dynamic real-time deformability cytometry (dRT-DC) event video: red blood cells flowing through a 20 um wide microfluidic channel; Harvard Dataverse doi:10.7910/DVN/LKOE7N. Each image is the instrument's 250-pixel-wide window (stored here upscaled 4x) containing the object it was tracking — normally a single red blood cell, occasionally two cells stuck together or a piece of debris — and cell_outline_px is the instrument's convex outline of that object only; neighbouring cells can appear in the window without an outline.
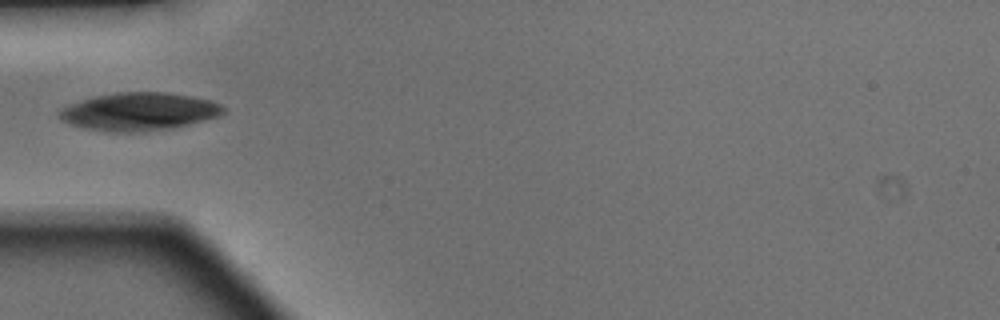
{"species": "Egyptian fruit bat (a non-hibernating species)", "species_latin": "Rousettus aegyptiacus", "temperature_condition": "warm", "stored_images_in_passage": 34, "camera_frame_rate_fps": 3000, "um_per_image_px": 0.085, "animal": {"sex": "male"}, "frame": {"image": 1, "passage_image": 1, "time_ms": 0.0, "image_size_px": [1000, 320], "cell_outline_px": [[228, 108], [220, 116], [172, 128], [140, 132], [104, 132], [80, 128], [68, 124], [60, 120], [60, 108], [96, 96], [116, 92], [168, 92], [192, 96], [208, 100], [220, 104]], "centroid_in_image_um": [11.82, 9.5], "position_along_channel_um": 73.2, "area_um2": 36.41}}
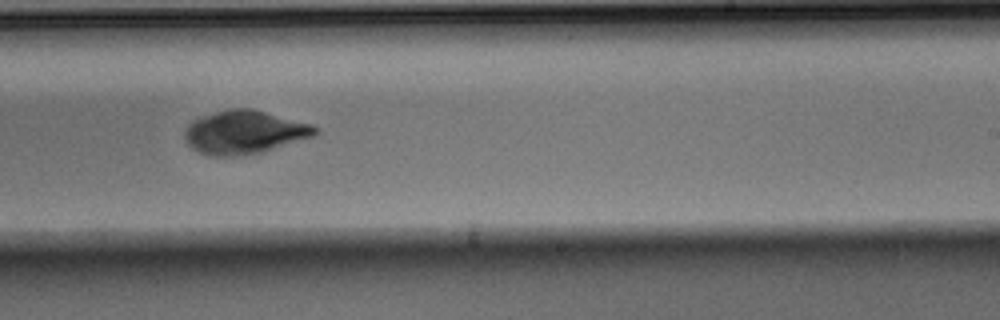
{"frame": {"image": 2, "passage_image": 15, "time_ms": 4.667, "image_size_px": [1000, 320], "cell_outline_px": [[320, 132], [312, 136], [260, 152], [244, 156], [208, 156], [192, 148], [188, 144], [184, 136], [184, 132], [188, 124], [192, 120], [216, 112], [232, 108], [252, 108], [312, 124], [320, 128]], "centroid_in_image_um": [20.76, 11.24], "position_along_channel_um": 268.2, "area_um2": 32.83}}
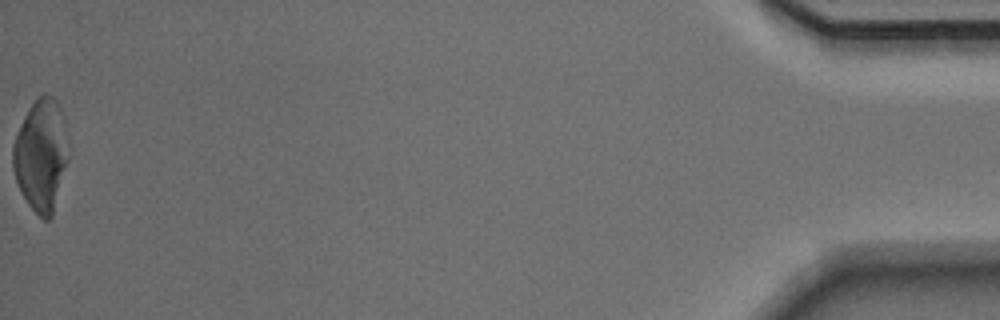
{"frame": {"image": 3, "passage_image": 34, "time_ms": 11.0, "image_size_px": [1000, 320], "cell_outline_px": [[68, 160], [52, 216], [48, 220], [44, 220], [28, 204], [16, 180], [12, 168], [12, 144], [24, 116], [28, 108], [44, 92], [52, 96], [56, 100], [60, 108], [64, 120], [68, 156]], "centroid_in_image_um": [3.48, 13.17], "position_along_channel_um": 431.7, "area_um2": 35.95}}